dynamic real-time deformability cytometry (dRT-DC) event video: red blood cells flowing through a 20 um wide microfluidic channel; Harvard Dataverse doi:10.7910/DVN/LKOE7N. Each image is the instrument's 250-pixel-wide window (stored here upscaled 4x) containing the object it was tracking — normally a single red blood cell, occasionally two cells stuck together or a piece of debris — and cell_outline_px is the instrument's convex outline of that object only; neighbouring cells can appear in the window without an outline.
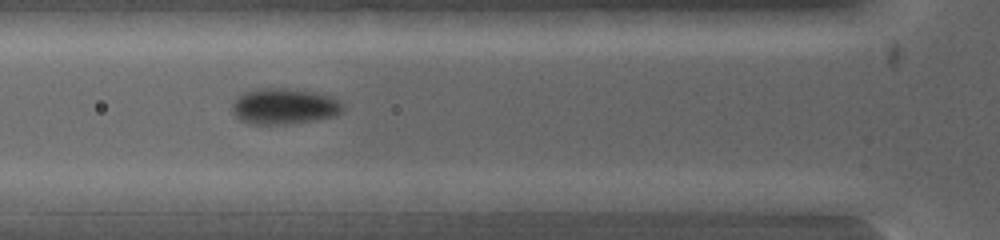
{"species": "common noctule bat (a hibernating species)", "species_latin": "Nyctalus noctula", "temperature_condition": "warm", "stored_images_in_passage": 11, "segment_of_instrument_passage": [2, 2], "camera_frame_rate_fps": 5000, "um_per_image_px": 0.085, "animal": {"sex": "female", "body_mass_g": 19.0, "forearm_length_mm": 53.3}, "frame": {"image": 1, "passage_image": 8, "time_ms": 1.2, "image_size_px": [1000, 240], "cell_outline_px": [[344, 108], [336, 116], [316, 120], [292, 124], [248, 124], [240, 120], [232, 112], [232, 104], [240, 96], [248, 92], [308, 92], [324, 96], [336, 100]], "centroid_in_image_um": [24.15, 9.16], "position_along_channel_um": 101.7, "area_um2": 21.39}}
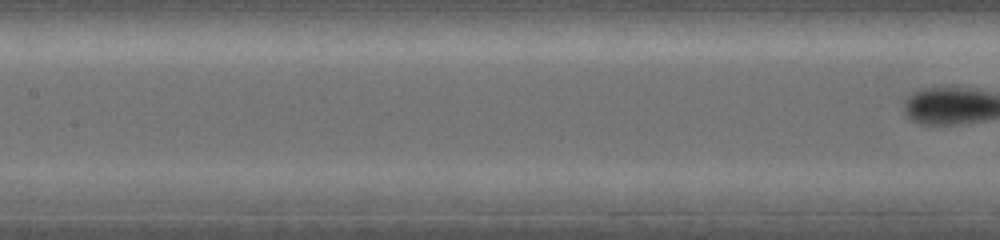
{"frame": {"image": 2, "passage_image": 11, "time_ms": 1.6, "image_size_px": [1000, 240], "cell_outline_px": [[932, 212], [852, 212], [800, 204], [796, 200], [792, 192], [800, 188], [896, 188], [932, 200]], "centroid_in_image_um": [73.41, 16.98], "position_along_channel_um": 134.0, "area_um2": 20.35}}